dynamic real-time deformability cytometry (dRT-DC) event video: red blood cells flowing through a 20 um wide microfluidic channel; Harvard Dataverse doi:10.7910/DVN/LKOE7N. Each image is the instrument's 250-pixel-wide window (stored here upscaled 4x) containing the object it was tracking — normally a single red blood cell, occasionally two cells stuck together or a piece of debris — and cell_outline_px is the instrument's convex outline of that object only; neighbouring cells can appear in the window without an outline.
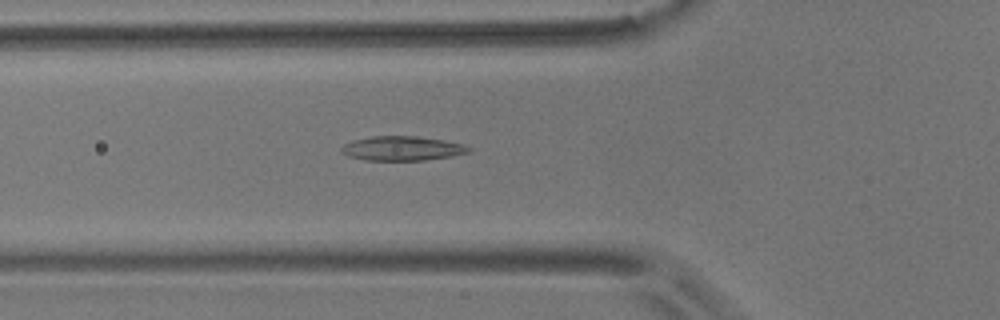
{"species": "common noctule bat (a hibernating species)", "species_latin": "Nyctalus noctula", "temperature_condition": "room temperature", "stored_images_in_passage": 36, "camera_frame_rate_fps": 3000, "um_per_image_px": 0.085, "animal": {"sex": "male", "body_mass_g": 17.9}, "frame": {"image": 1, "passage_image": 8, "time_ms": 2.333, "image_size_px": [1000, 320], "cell_outline_px": [[472, 152], [452, 156], [424, 160], [364, 160], [348, 156], [340, 152], [340, 148], [344, 144], [352, 140], [372, 136], [416, 136], [444, 140], [464, 144], [472, 148]], "centroid_in_image_um": [34.19, 12.61], "position_along_channel_um": 91.6, "area_um2": 18.26}}
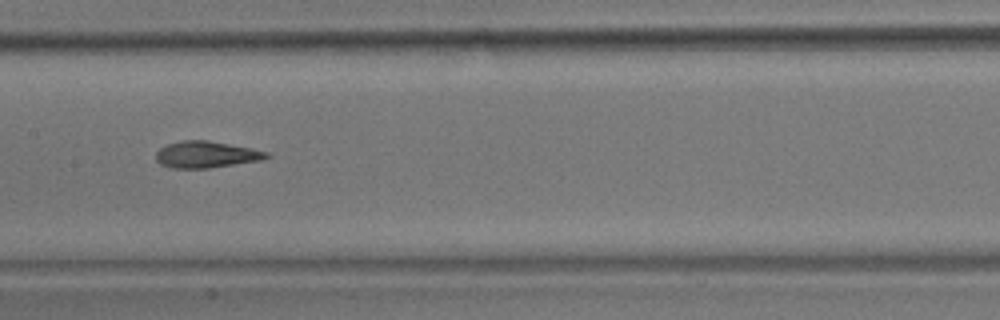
{"frame": {"image": 2, "passage_image": 16, "time_ms": 5.0, "image_size_px": [1000, 320], "cell_outline_px": [[272, 156], [264, 160], [208, 168], [172, 168], [160, 164], [156, 160], [156, 152], [160, 148], [168, 144], [180, 140], [208, 140], [252, 148], [268, 152]], "centroid_in_image_um": [17.56, 13.13], "position_along_channel_um": 189.8, "area_um2": 17.28}}
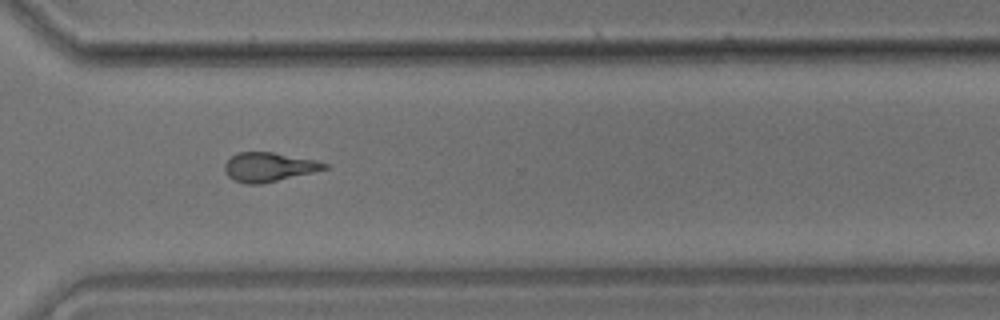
{"frame": {"image": 3, "passage_image": 29, "time_ms": 9.333, "image_size_px": [1000, 320], "cell_outline_px": [[328, 168], [312, 172], [260, 184], [244, 184], [232, 180], [224, 172], [224, 164], [232, 156], [240, 152], [272, 152], [312, 160], [328, 164]], "centroid_in_image_um": [22.77, 14.21], "position_along_channel_um": 347.8, "area_um2": 16.65}, "authors_computed_cell_mechanics": {"area_um2": 16.9354, "velocity_mm_per_s": 3.6462, "shape_relaxation_time_tau1_ms": 7.3936, "shape_relaxation_time_tau2_ms": 2.6043, "deformation_change_tau1": 0.1839, "deformation_change_tau2": 0.1137}}